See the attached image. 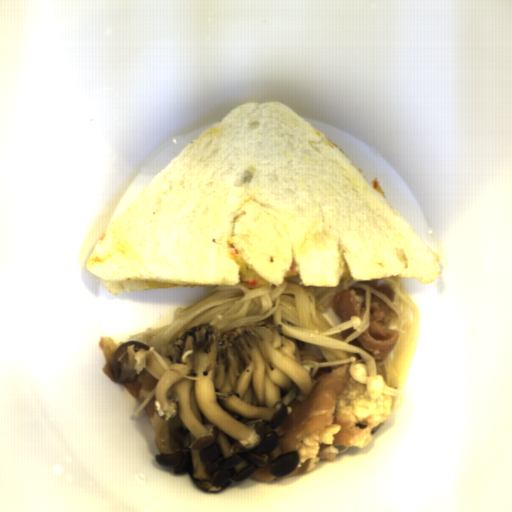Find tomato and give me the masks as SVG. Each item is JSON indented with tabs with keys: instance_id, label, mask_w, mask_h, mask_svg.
<instances>
[{
	"instance_id": "obj_1",
	"label": "tomato",
	"mask_w": 512,
	"mask_h": 512,
	"mask_svg": "<svg viewBox=\"0 0 512 512\" xmlns=\"http://www.w3.org/2000/svg\"><path fill=\"white\" fill-rule=\"evenodd\" d=\"M243 283H244V285H246V286H248V287H252V286H256V284H257L258 282H256L255 280H254V281H247V280H246V281H245V282H243Z\"/></svg>"
},
{
	"instance_id": "obj_2",
	"label": "tomato",
	"mask_w": 512,
	"mask_h": 512,
	"mask_svg": "<svg viewBox=\"0 0 512 512\" xmlns=\"http://www.w3.org/2000/svg\"><path fill=\"white\" fill-rule=\"evenodd\" d=\"M378 185H379L378 181H377V180H374V182H373V184H372V187L374 188V190H375V191L377 190Z\"/></svg>"
}]
</instances>
